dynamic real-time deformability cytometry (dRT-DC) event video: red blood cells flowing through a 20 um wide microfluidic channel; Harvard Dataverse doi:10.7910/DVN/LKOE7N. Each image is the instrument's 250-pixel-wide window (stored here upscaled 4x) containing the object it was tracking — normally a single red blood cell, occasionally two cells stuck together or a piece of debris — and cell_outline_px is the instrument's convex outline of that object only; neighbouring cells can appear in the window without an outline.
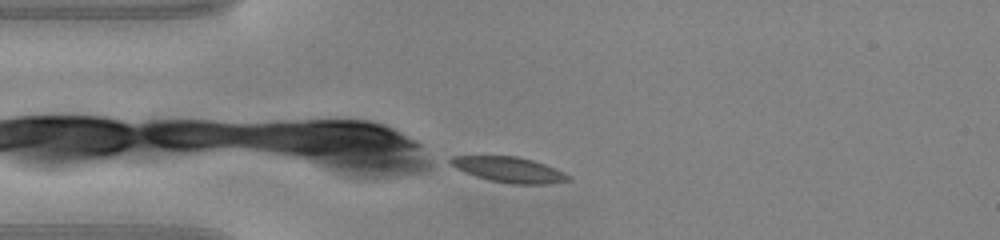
{"species": "common noctule bat (a hibernating species)", "species_latin": "Nyctalus noctula", "temperature_condition": "warm", "stored_images_in_passage": 3, "camera_frame_rate_fps": 3000, "um_per_image_px": 0.085, "animal": {"sex": "male", "body_mass_g": 20.0, "forearm_length_mm": 53.3}, "frame": {"image": 1, "passage_image": 3, "time_ms": 0.667, "image_size_px": [1000, 240], "cell_outline_px": [[568, 180], [540, 184], [516, 184], [492, 180], [476, 176], [444, 160], [452, 156], [516, 156], [532, 160], [544, 164], [568, 176]], "centroid_in_image_um": [43.19, 14.39], "position_along_channel_um": 41.8, "area_um2": 16.65}}